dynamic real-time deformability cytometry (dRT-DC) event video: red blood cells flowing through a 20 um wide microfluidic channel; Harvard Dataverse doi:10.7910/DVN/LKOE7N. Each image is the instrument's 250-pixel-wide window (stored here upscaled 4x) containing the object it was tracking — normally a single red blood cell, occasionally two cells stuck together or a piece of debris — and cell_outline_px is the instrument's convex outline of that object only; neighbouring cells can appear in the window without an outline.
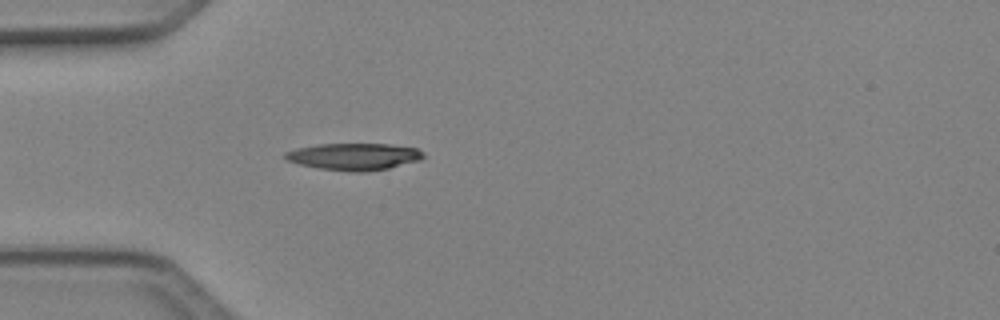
{"species": "Egyptian fruit bat (a non-hibernating species)", "species_latin": "Rousettus aegyptiacus", "temperature_condition": "cold", "stored_images_in_passage": 40, "camera_frame_rate_fps": 3000, "um_per_image_px": 0.085, "animal": {"sex": "female"}, "frame": {"image": 1, "passage_image": 5, "time_ms": 1.333, "image_size_px": [1000, 320], "cell_outline_px": [[424, 156], [420, 160], [388, 168], [368, 172], [352, 172], [320, 168], [300, 164], [288, 160], [284, 156], [284, 152], [296, 148], [320, 144], [388, 144], [416, 148], [424, 152]], "centroid_in_image_um": [30.1, 13.31], "position_along_channel_um": 54.9, "area_um2": 21.56}}
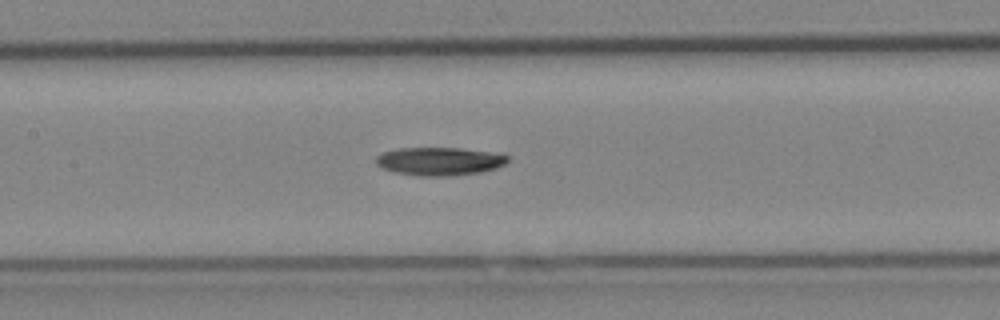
{"frame": {"image": 2, "passage_image": 14, "time_ms": 4.333, "image_size_px": [1000, 320], "cell_outline_px": [[508, 160], [504, 164], [496, 168], [480, 172], [448, 176], [420, 176], [396, 172], [384, 168], [376, 164], [376, 156], [384, 152], [396, 148], [460, 148], [504, 152], [508, 156]], "centroid_in_image_um": [37.42, 13.69], "position_along_channel_um": 170.0, "area_um2": 21.79}}
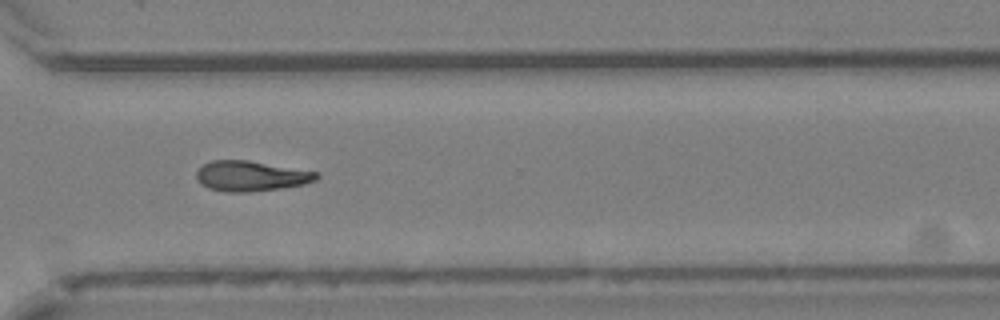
{"frame": {"image": 3, "passage_image": 27, "time_ms": 8.667, "image_size_px": [1000, 320], "cell_outline_px": [[320, 176], [316, 180], [304, 184], [284, 188], [248, 192], [224, 192], [208, 188], [200, 184], [196, 180], [196, 172], [204, 164], [212, 160], [248, 160], [316, 172]], "centroid_in_image_um": [21.3, 14.97], "position_along_channel_um": 349.3, "area_um2": 21.21}, "authors_computed_cell_mechanics": {"area_um2": 21.2126, "velocity_mm_per_s": 4.1201, "shape_relaxation_time_tau1_ms": 7.1925, "shape_relaxation_time_tau2_ms": null, "deformation_change_tau1": 0.1593, "deformation_change_tau2": null}}